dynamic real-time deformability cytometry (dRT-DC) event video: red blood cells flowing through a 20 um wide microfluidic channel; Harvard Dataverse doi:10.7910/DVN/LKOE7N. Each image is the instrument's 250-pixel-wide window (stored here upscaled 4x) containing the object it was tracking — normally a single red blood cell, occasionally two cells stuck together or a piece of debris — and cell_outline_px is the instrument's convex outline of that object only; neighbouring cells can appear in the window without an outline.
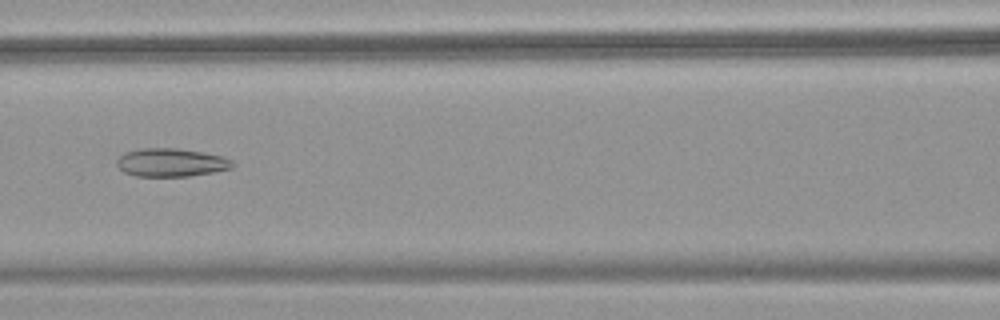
{"species": "common noctule bat (a hibernating species)", "species_latin": "Nyctalus noctula", "temperature_condition": "warm", "stored_images_in_passage": 50, "camera_frame_rate_fps": 3000, "um_per_image_px": 0.085, "animal": {"sex": "female", "body_mass_g": 18.4}, "frame": {"image": 1, "passage_image": 21, "time_ms": 6.667, "image_size_px": [1000, 320], "cell_outline_px": [[236, 164], [232, 168], [212, 172], [188, 176], [136, 176], [124, 172], [116, 164], [116, 160], [124, 152], [140, 148], [176, 148], [224, 156], [232, 160]], "centroid_in_image_um": [14.54, 13.81], "position_along_channel_um": 152.1, "area_um2": 19.07}}
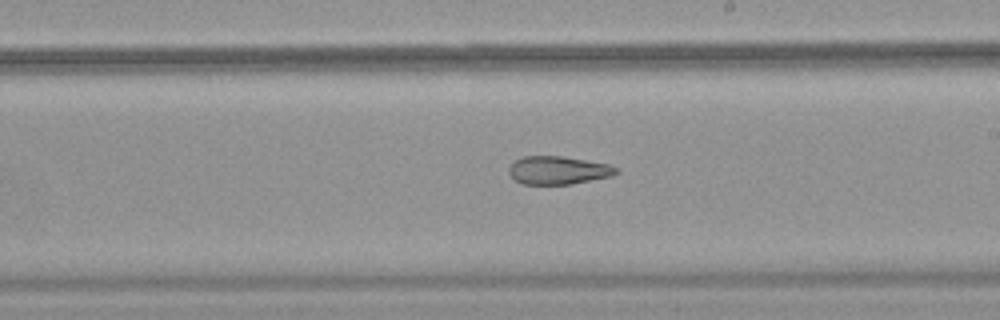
{"frame": {"image": 2, "passage_image": 28, "time_ms": 9.0, "image_size_px": [1000, 320], "cell_outline_px": [[620, 172], [612, 176], [572, 184], [520, 184], [508, 172], [508, 168], [516, 160], [524, 156], [564, 156], [608, 164], [616, 168]], "centroid_in_image_um": [47.45, 14.47], "position_along_channel_um": 241.5, "area_um2": 17.57}}
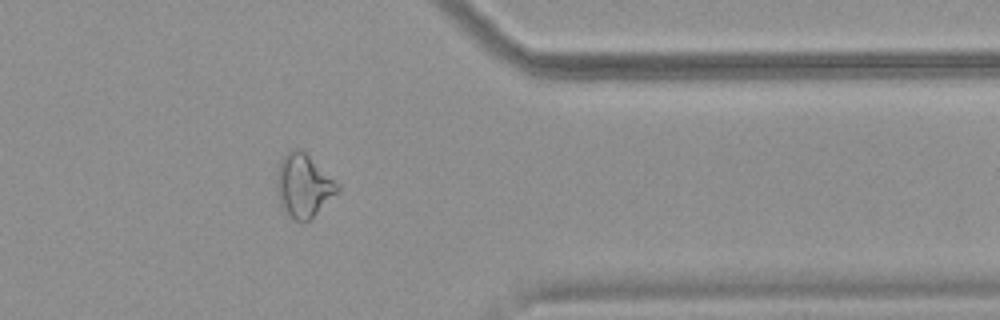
{"frame": {"image": 3, "passage_image": 40, "time_ms": 13.0, "image_size_px": [1000, 320], "cell_outline_px": [[340, 192], [308, 220], [292, 220], [284, 208], [280, 200], [276, 188], [276, 176], [280, 160], [292, 148], [300, 148], [340, 184]], "centroid_in_image_um": [25.82, 15.75], "position_along_channel_um": 385.6, "area_um2": 22.2}, "authors_computed_cell_mechanics": {"area_um2": 22.8599, "velocity_mm_per_s": 3.861, "shape_relaxation_time_tau1_ms": null, "shape_relaxation_time_tau2_ms": 4.6298, "deformation_change_tau1": null, "deformation_change_tau2": 0.1508}}